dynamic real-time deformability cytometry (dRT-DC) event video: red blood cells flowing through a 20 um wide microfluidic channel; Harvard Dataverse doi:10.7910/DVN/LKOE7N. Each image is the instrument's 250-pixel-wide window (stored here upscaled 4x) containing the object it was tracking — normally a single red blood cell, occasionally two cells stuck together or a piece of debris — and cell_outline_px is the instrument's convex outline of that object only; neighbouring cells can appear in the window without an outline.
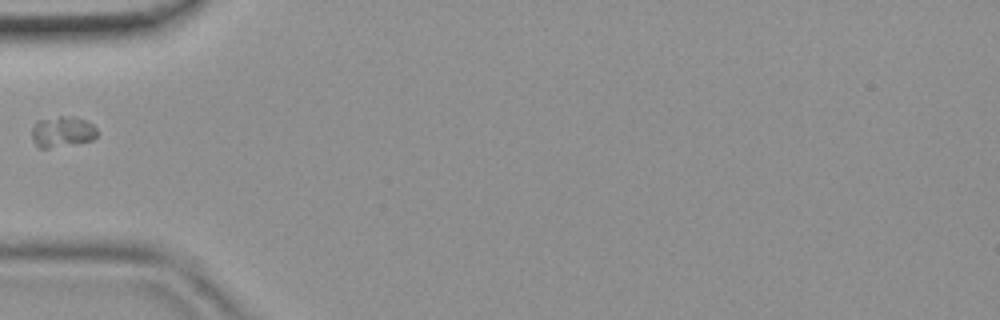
{"species": "common noctule bat (a hibernating species)", "species_latin": "Nyctalus noctula", "temperature_condition": "room temperature", "stored_images_in_passage": 1, "camera_frame_rate_fps": 3000, "um_per_image_px": 0.085, "animal": {"sex": "female", "body_mass_g": 19.9}, "frame": {"image": 1, "passage_image": 1, "time_ms": 0.0, "image_size_px": [1000, 320], "cell_outline_px": [[96, 136], [92, 140], [48, 148], [40, 148], [32, 140], [32, 128], [36, 120], [60, 116], [72, 116], [84, 120], [92, 124], [96, 128]], "centroid_in_image_um": [5.26, 11.18], "position_along_channel_um": 79.7, "area_um2": 11.62}}